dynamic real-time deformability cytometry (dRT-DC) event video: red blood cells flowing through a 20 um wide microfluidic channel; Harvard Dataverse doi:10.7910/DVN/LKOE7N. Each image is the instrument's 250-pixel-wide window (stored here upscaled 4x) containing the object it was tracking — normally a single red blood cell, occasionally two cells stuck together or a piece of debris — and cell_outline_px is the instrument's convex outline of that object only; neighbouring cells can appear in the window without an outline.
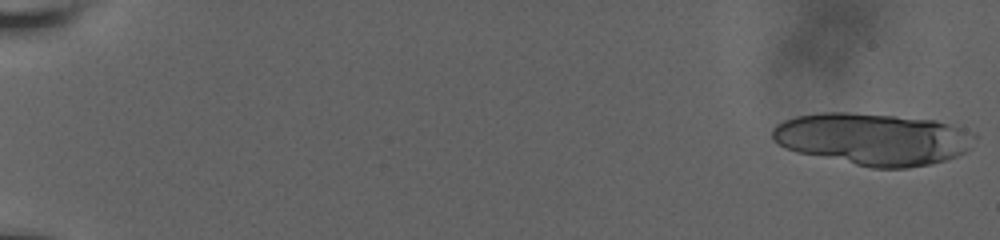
{"species": "human", "species_latin": "Homo sapiens", "temperature_condition": "room temperature", "stored_images_in_passage": 20, "camera_frame_rate_fps": 3000, "um_per_image_px": 0.085, "donor": {"sex": "male"}, "frame": {"image": 1, "passage_image": 1, "time_ms": 0.0, "image_size_px": [1000, 240], "cell_outline_px": [[968, 148], [964, 152], [956, 156], [944, 160], [928, 164], [908, 168], [872, 168], [796, 152], [772, 140], [772, 128], [776, 124], [784, 120], [796, 116], [820, 112], [848, 112], [936, 120], [948, 124], [956, 128]], "centroid_in_image_um": [73.97, 11.82], "position_along_channel_um": 11.0, "area_um2": 59.59}}